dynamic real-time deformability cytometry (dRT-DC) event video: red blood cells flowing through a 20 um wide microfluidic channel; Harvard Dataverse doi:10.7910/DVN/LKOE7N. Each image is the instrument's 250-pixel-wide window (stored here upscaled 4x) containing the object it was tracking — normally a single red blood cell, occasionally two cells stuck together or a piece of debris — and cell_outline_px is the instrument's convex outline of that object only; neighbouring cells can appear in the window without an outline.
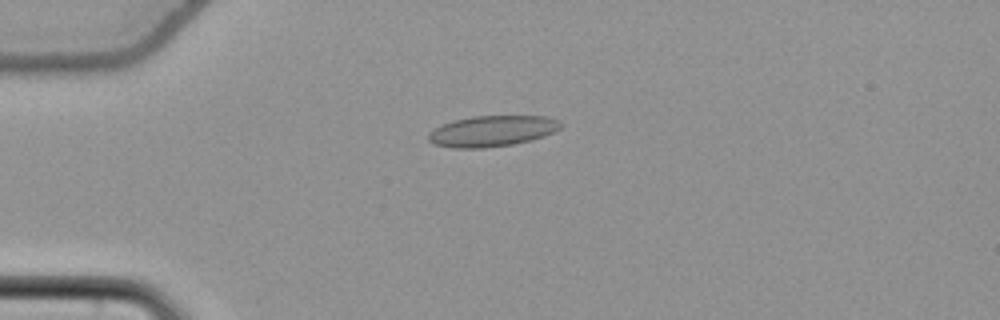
{"species": "common noctule bat (a hibernating species)", "species_latin": "Nyctalus noctula", "temperature_condition": "cold", "stored_images_in_passage": 49, "camera_frame_rate_fps": 3000, "um_per_image_px": 0.085, "animal": {"sex": "female", "body_mass_g": 22.7, "forearm_length_mm": 54.2}, "frame": {"image": 1, "passage_image": 9, "time_ms": 2.667, "image_size_px": [1000, 320], "cell_outline_px": [[560, 128], [544, 136], [532, 140], [512, 144], [484, 148], [452, 148], [432, 144], [428, 140], [428, 132], [452, 120], [472, 116], [548, 116], [560, 120]], "centroid_in_image_um": [41.81, 11.14], "position_along_channel_um": 43.2, "area_um2": 23.87}}
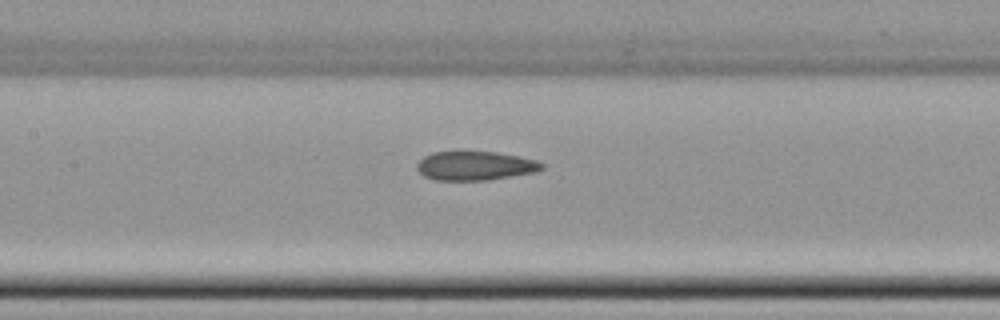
{"frame": {"image": 2, "passage_image": 21, "time_ms": 6.667, "image_size_px": [1000, 320], "cell_outline_px": [[544, 168], [536, 172], [488, 180], [436, 180], [424, 176], [416, 168], [416, 164], [424, 156], [432, 152], [496, 152], [520, 156], [536, 160], [544, 164]], "centroid_in_image_um": [40.4, 14.09], "position_along_channel_um": 167.0, "area_um2": 21.1}}
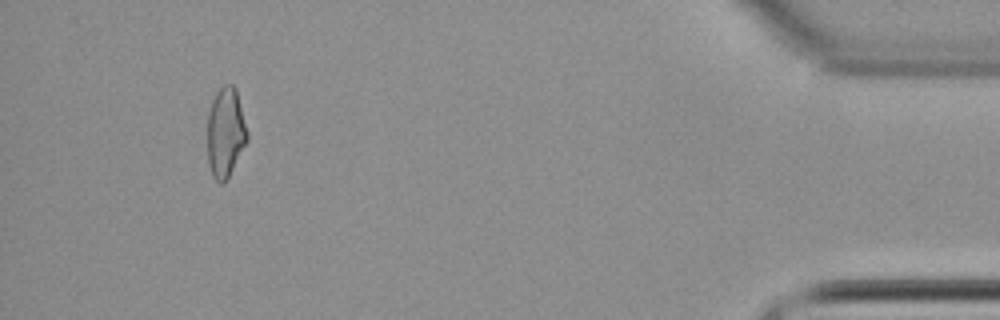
{"frame": {"image": 3, "passage_image": 46, "time_ms": 15.0, "image_size_px": [1000, 320], "cell_outline_px": [[248, 140], [224, 184], [220, 184], [212, 176], [208, 164], [208, 112], [212, 100], [216, 92], [224, 84], [232, 84], [236, 88], [248, 132]], "centroid_in_image_um": [19.17, 11.26], "position_along_channel_um": 416.0, "area_um2": 20.92}, "authors_computed_cell_mechanics": {"area_um2": 22.1374, "velocity_mm_per_s": 3.7846, "shape_relaxation_time_tau1_ms": null, "shape_relaxation_time_tau2_ms": 3.4477, "deformation_change_tau1": null, "deformation_change_tau2": 0.0916}}